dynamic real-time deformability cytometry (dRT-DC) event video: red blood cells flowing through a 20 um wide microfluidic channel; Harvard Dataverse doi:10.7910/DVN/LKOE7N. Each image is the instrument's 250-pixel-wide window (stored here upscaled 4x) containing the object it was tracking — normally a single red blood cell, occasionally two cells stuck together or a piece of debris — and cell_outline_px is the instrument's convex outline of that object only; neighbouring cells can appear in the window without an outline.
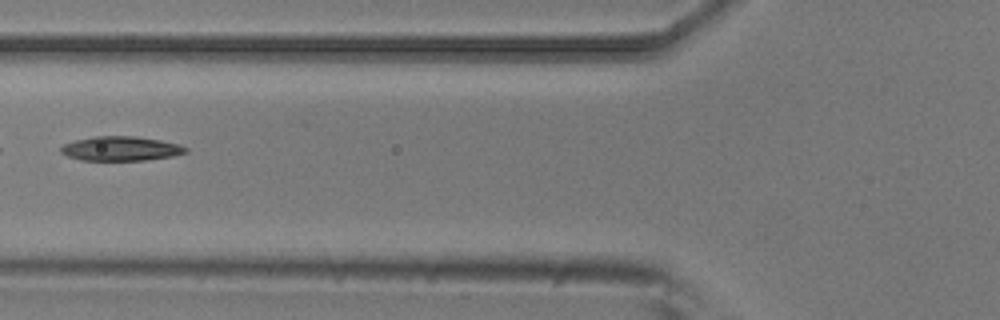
{"species": "common noctule bat (a hibernating species)", "species_latin": "Nyctalus noctula", "temperature_condition": "room temperature", "stored_images_in_passage": 7, "camera_frame_rate_fps": 3000, "um_per_image_px": 0.085, "animal": {"sex": "male", "body_mass_g": 20.5, "forearm_length_mm": 52.5}, "frame": {"image": 1, "passage_image": 6, "time_ms": 1.667, "image_size_px": [1000, 320], "cell_outline_px": [[188, 152], [172, 156], [144, 160], [80, 160], [68, 156], [60, 152], [60, 148], [64, 144], [76, 140], [96, 136], [136, 136], [160, 140], [180, 144], [188, 148]], "centroid_in_image_um": [10.29, 12.63], "position_along_channel_um": 115.5, "area_um2": 17.69}}
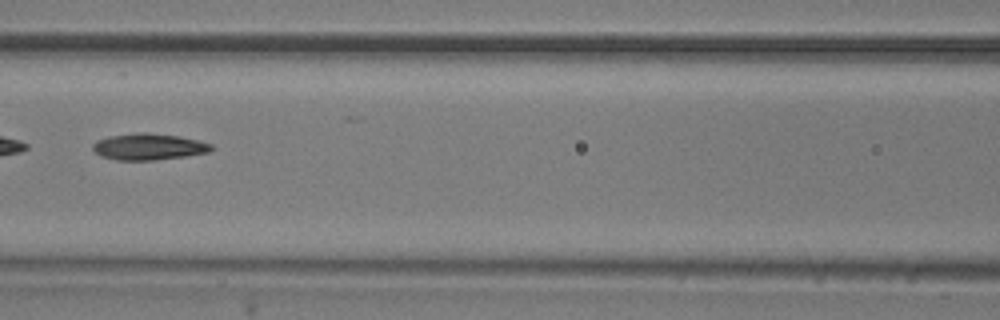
{"frame": {"image": 2, "passage_image": 7, "time_ms": 2.0, "image_size_px": [1000, 320], "cell_outline_px": [[212, 148], [208, 152], [184, 156], [152, 160], [116, 160], [100, 156], [92, 148], [92, 144], [96, 140], [108, 136], [136, 132], [148, 132], [180, 136], [212, 144]], "centroid_in_image_um": [12.58, 12.46], "position_along_channel_um": 154.0, "area_um2": 18.26}}